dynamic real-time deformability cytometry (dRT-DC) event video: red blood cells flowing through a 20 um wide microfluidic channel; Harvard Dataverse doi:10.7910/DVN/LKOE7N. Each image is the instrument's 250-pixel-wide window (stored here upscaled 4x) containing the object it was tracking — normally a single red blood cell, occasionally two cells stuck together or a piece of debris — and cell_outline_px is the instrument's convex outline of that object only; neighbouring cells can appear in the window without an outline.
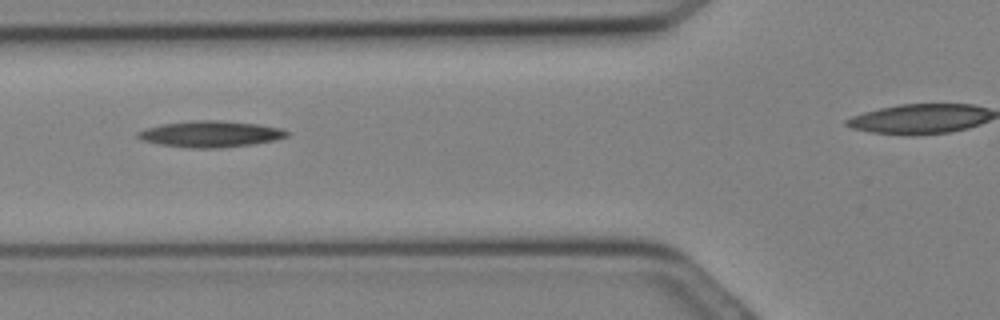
{"species": "Egyptian fruit bat (a non-hibernating species)", "species_latin": "Rousettus aegyptiacus", "temperature_condition": "cold", "stored_images_in_passage": 13, "camera_frame_rate_fps": 3000, "um_per_image_px": 0.085, "animal": {"sex": "female"}, "frame": {"image": 1, "passage_image": 6, "time_ms": 1.667, "image_size_px": [1000, 320], "cell_outline_px": [[288, 136], [276, 140], [252, 144], [220, 148], [192, 148], [160, 144], [140, 140], [136, 136], [136, 132], [160, 124], [192, 120], [220, 120], [256, 124], [280, 128], [288, 132]], "centroid_in_image_um": [17.86, 11.39], "position_along_channel_um": 107.9, "area_um2": 22.77}}
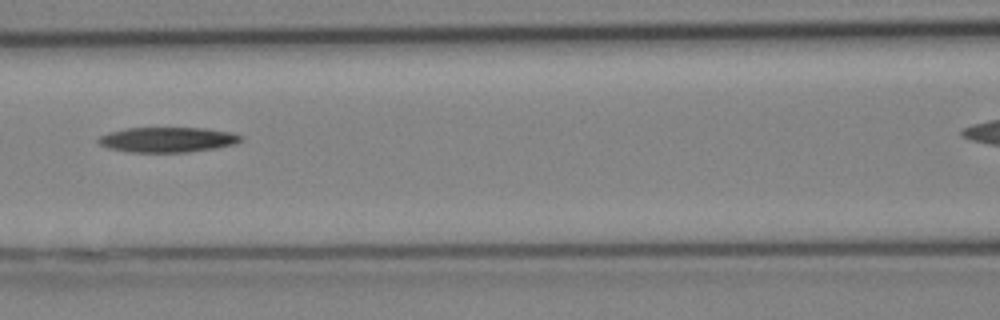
{"frame": {"image": 2, "passage_image": 8, "time_ms": 2.333, "image_size_px": [1000, 320], "cell_outline_px": [[244, 140], [236, 144], [216, 148], [188, 152], [132, 152], [108, 148], [100, 144], [96, 140], [100, 136], [108, 132], [124, 128], [204, 128], [232, 132], [244, 136]], "centroid_in_image_um": [14.28, 11.87], "position_along_channel_um": 152.3, "area_um2": 21.04}}
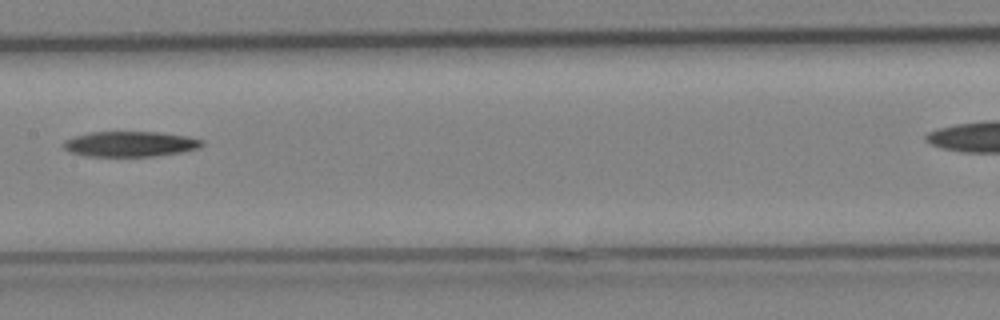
{"frame": {"image": 3, "passage_image": 10, "time_ms": 3.0, "image_size_px": [1000, 320], "cell_outline_px": [[204, 144], [200, 148], [184, 152], [156, 156], [88, 156], [68, 152], [64, 148], [64, 140], [88, 132], [156, 132], [188, 136], [204, 140]], "centroid_in_image_um": [11.11, 12.24], "position_along_channel_um": 196.3, "area_um2": 20.58}}